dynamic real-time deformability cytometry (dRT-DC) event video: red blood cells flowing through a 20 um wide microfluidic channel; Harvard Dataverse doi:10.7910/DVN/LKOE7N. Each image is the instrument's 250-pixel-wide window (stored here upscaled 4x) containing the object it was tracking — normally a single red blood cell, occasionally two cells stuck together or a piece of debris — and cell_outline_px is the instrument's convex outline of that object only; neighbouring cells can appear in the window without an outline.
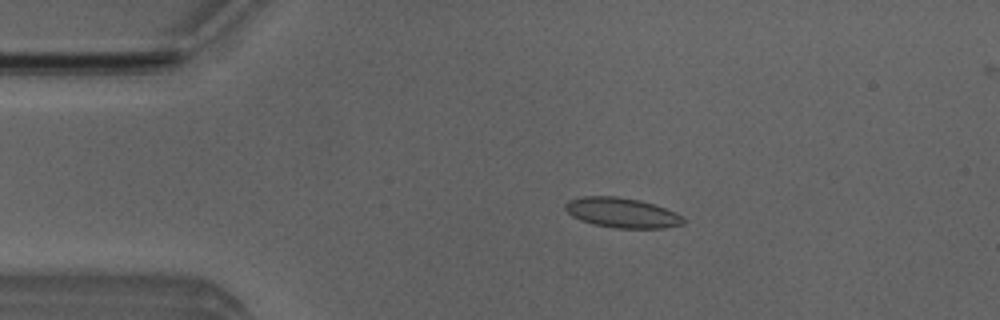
{"species": "Egyptian fruit bat (a non-hibernating species)", "species_latin": "Rousettus aegyptiacus", "temperature_condition": "room temperature", "stored_images_in_passage": 51, "camera_frame_rate_fps": 3000, "um_per_image_px": 0.085, "animal": {"sex": "male"}, "frame": {"image": 1, "passage_image": 10, "time_ms": 3.0, "image_size_px": [1000, 320], "cell_outline_px": [[684, 224], [664, 228], [616, 228], [592, 224], [580, 220], [572, 216], [564, 208], [564, 204], [568, 200], [584, 196], [616, 196], [640, 200], [676, 212], [684, 220]], "centroid_in_image_um": [52.83, 18.08], "position_along_channel_um": 32.2, "area_um2": 20.58}}
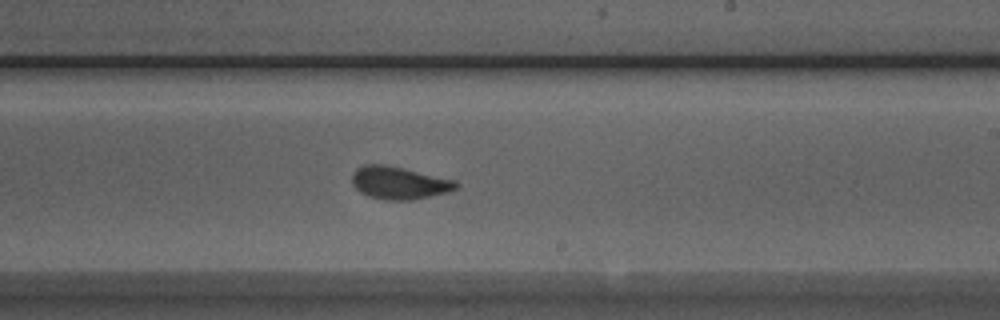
{"frame": {"image": 2, "passage_image": 30, "time_ms": 9.667, "image_size_px": [1000, 320], "cell_outline_px": [[460, 184], [456, 188], [448, 192], [412, 200], [384, 200], [368, 196], [360, 192], [352, 184], [352, 172], [356, 168], [364, 164], [384, 164], [456, 180]], "centroid_in_image_um": [33.9, 15.54], "position_along_channel_um": 255.1, "area_um2": 19.83}}
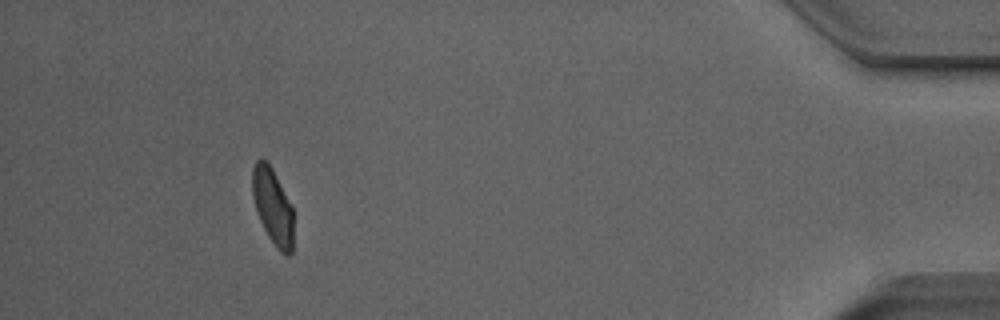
{"frame": {"image": 3, "passage_image": 47, "time_ms": 15.333, "image_size_px": [1000, 320], "cell_outline_px": [[292, 252], [288, 256], [280, 252], [268, 236], [260, 220], [252, 196], [252, 168], [256, 160], [260, 156], [268, 160], [292, 208]], "centroid_in_image_um": [23.15, 17.49], "position_along_channel_um": 412.1, "area_um2": 18.03}, "authors_computed_cell_mechanics": {"area_um2": 19.7676, "velocity_mm_per_s": 3.9681, "shape_relaxation_time_tau1_ms": 3.2583, "shape_relaxation_time_tau2_ms": null, "deformation_change_tau1": 0.1043, "deformation_change_tau2": null}}